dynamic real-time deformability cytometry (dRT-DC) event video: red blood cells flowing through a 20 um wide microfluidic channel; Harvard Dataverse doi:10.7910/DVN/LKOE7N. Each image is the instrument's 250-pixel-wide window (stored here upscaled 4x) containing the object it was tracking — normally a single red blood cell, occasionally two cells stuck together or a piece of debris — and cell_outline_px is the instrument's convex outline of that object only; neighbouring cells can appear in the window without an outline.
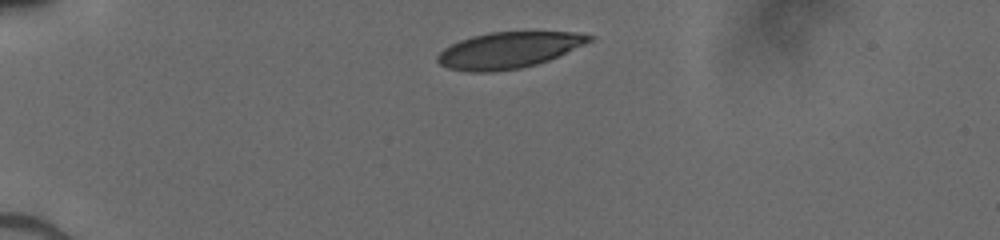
{"species": "human", "species_latin": "Homo sapiens", "temperature_condition": "cold", "stored_images_in_passage": 32, "camera_frame_rate_fps": 3000, "um_per_image_px": 0.085, "donor": {"sex": "male"}, "frame": {"image": 1, "passage_image": 1, "time_ms": 0.0, "image_size_px": [1000, 240], "cell_outline_px": [[596, 36], [592, 40], [584, 44], [548, 60], [536, 64], [520, 68], [492, 72], [468, 72], [448, 68], [440, 64], [436, 60], [436, 56], [444, 48], [460, 40], [472, 36], [488, 32], [576, 32]], "centroid_in_image_um": [43.2, 4.26], "position_along_channel_um": 41.8, "area_um2": 31.85}}
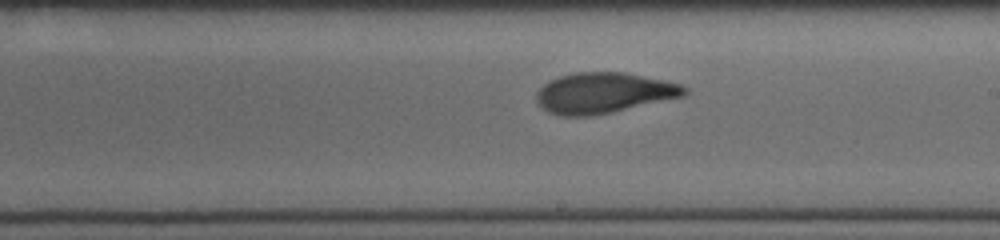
{"frame": {"image": 2, "passage_image": 19, "time_ms": 6.0, "image_size_px": [1000, 240], "cell_outline_px": [[688, 92], [684, 96], [612, 112], [592, 116], [564, 116], [548, 112], [536, 100], [536, 92], [548, 80], [560, 76], [576, 72], [624, 72], [664, 80], [680, 84], [688, 88]], "centroid_in_image_um": [51.31, 7.89], "position_along_channel_um": 237.7, "area_um2": 34.97}}
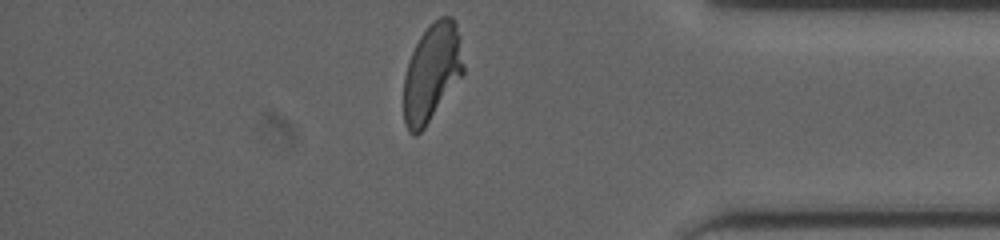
{"frame": {"image": 3, "passage_image": 32, "time_ms": 10.333, "image_size_px": [1000, 240], "cell_outline_px": [[464, 72], [424, 128], [416, 136], [412, 136], [408, 132], [404, 124], [404, 76], [408, 60], [420, 36], [440, 16], [452, 16], [456, 24], [460, 36], [464, 64]], "centroid_in_image_um": [36.7, 6.18], "position_along_channel_um": 398.5, "area_um2": 33.87}}